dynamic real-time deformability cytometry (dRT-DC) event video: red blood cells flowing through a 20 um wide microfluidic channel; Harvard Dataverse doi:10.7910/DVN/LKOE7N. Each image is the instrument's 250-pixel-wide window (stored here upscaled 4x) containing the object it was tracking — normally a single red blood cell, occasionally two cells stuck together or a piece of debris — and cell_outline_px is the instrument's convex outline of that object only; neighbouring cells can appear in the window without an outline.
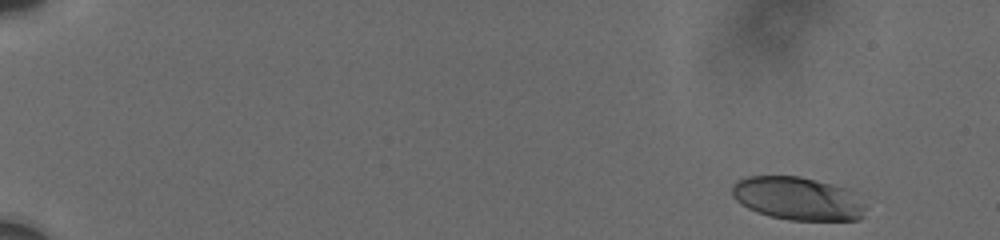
{"species": "human", "species_latin": "Homo sapiens", "temperature_condition": "cold", "stored_images_in_passage": 10, "camera_frame_rate_fps": 3000, "um_per_image_px": 0.085, "donor": {"sex": "male"}, "frame": {"image": 1, "passage_image": 1, "time_ms": 0.0, "image_size_px": [1000, 240], "cell_outline_px": [[864, 216], [860, 220], [792, 220], [772, 216], [756, 212], [740, 204], [732, 196], [732, 184], [736, 180], [748, 176], [800, 176], [844, 188], [852, 192], [864, 208]], "centroid_in_image_um": [67.74, 16.87], "position_along_channel_um": 17.3, "area_um2": 33.23}}
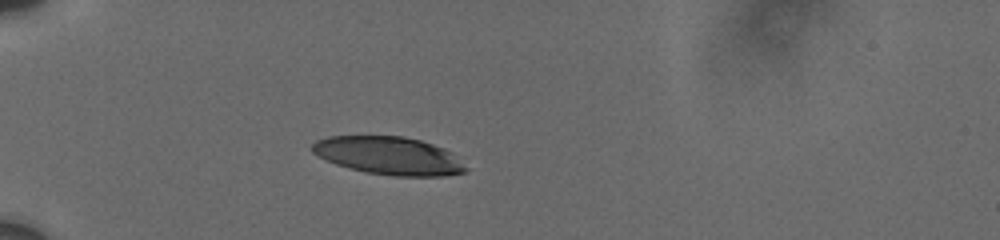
{"frame": {"image": 2, "passage_image": 6, "time_ms": 4.667, "image_size_px": [1000, 240], "cell_outline_px": [[468, 168], [464, 172], [444, 176], [396, 176], [368, 172], [336, 164], [312, 152], [312, 144], [316, 140], [328, 136], [404, 136], [420, 140], [444, 148]], "centroid_in_image_um": [33.04, 13.22], "position_along_channel_um": 52.0, "area_um2": 33.47}}
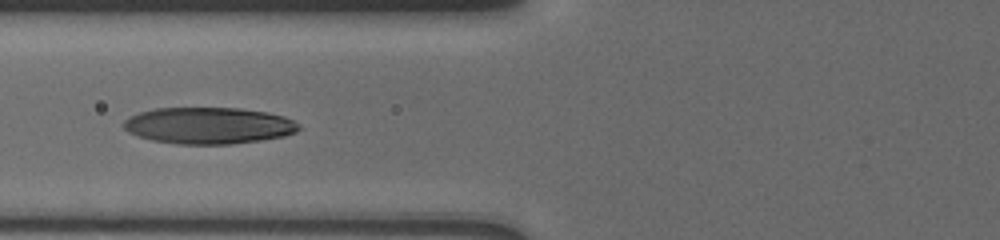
{"frame": {"image": 3, "passage_image": 9, "time_ms": 7.0, "image_size_px": [1000, 240], "cell_outline_px": [[304, 128], [296, 132], [284, 136], [260, 140], [232, 144], [176, 144], [152, 140], [136, 136], [128, 132], [124, 128], [124, 120], [140, 112], [156, 108], [240, 108], [268, 112], [284, 116], [300, 124]], "centroid_in_image_um": [17.77, 10.67], "position_along_channel_um": 108.0, "area_um2": 37.51}}